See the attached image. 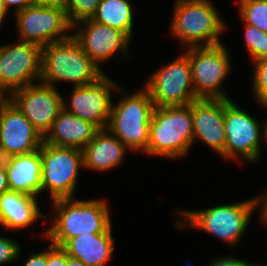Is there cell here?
I'll use <instances>...</instances> for the list:
<instances>
[{
  "mask_svg": "<svg viewBox=\"0 0 267 266\" xmlns=\"http://www.w3.org/2000/svg\"><path fill=\"white\" fill-rule=\"evenodd\" d=\"M239 4L246 24L267 33V0H240Z\"/></svg>",
  "mask_w": 267,
  "mask_h": 266,
  "instance_id": "cell-24",
  "label": "cell"
},
{
  "mask_svg": "<svg viewBox=\"0 0 267 266\" xmlns=\"http://www.w3.org/2000/svg\"><path fill=\"white\" fill-rule=\"evenodd\" d=\"M65 0H32L37 5H64Z\"/></svg>",
  "mask_w": 267,
  "mask_h": 266,
  "instance_id": "cell-35",
  "label": "cell"
},
{
  "mask_svg": "<svg viewBox=\"0 0 267 266\" xmlns=\"http://www.w3.org/2000/svg\"><path fill=\"white\" fill-rule=\"evenodd\" d=\"M9 190L32 197L42 192V159L40 148L30 153L14 155L6 169Z\"/></svg>",
  "mask_w": 267,
  "mask_h": 266,
  "instance_id": "cell-19",
  "label": "cell"
},
{
  "mask_svg": "<svg viewBox=\"0 0 267 266\" xmlns=\"http://www.w3.org/2000/svg\"><path fill=\"white\" fill-rule=\"evenodd\" d=\"M210 266H253V264L235 258H221L220 260L214 261Z\"/></svg>",
  "mask_w": 267,
  "mask_h": 266,
  "instance_id": "cell-30",
  "label": "cell"
},
{
  "mask_svg": "<svg viewBox=\"0 0 267 266\" xmlns=\"http://www.w3.org/2000/svg\"><path fill=\"white\" fill-rule=\"evenodd\" d=\"M41 47L27 42L0 47V92L30 85L41 75Z\"/></svg>",
  "mask_w": 267,
  "mask_h": 266,
  "instance_id": "cell-11",
  "label": "cell"
},
{
  "mask_svg": "<svg viewBox=\"0 0 267 266\" xmlns=\"http://www.w3.org/2000/svg\"><path fill=\"white\" fill-rule=\"evenodd\" d=\"M117 86L105 75L93 84L75 86L71 95L70 108H63L77 117L91 122L99 129H106L111 111V89ZM67 107V108H66Z\"/></svg>",
  "mask_w": 267,
  "mask_h": 266,
  "instance_id": "cell-14",
  "label": "cell"
},
{
  "mask_svg": "<svg viewBox=\"0 0 267 266\" xmlns=\"http://www.w3.org/2000/svg\"><path fill=\"white\" fill-rule=\"evenodd\" d=\"M190 48L185 54L191 65L196 98L229 99L220 89L230 68L228 53L223 44Z\"/></svg>",
  "mask_w": 267,
  "mask_h": 266,
  "instance_id": "cell-7",
  "label": "cell"
},
{
  "mask_svg": "<svg viewBox=\"0 0 267 266\" xmlns=\"http://www.w3.org/2000/svg\"><path fill=\"white\" fill-rule=\"evenodd\" d=\"M36 197L16 191H6L0 196V224L6 229H20L29 226L38 217Z\"/></svg>",
  "mask_w": 267,
  "mask_h": 266,
  "instance_id": "cell-22",
  "label": "cell"
},
{
  "mask_svg": "<svg viewBox=\"0 0 267 266\" xmlns=\"http://www.w3.org/2000/svg\"><path fill=\"white\" fill-rule=\"evenodd\" d=\"M6 98L3 96V94L0 92V104L5 100Z\"/></svg>",
  "mask_w": 267,
  "mask_h": 266,
  "instance_id": "cell-39",
  "label": "cell"
},
{
  "mask_svg": "<svg viewBox=\"0 0 267 266\" xmlns=\"http://www.w3.org/2000/svg\"><path fill=\"white\" fill-rule=\"evenodd\" d=\"M215 10L207 0H177L173 34L190 47L221 44L218 36L225 26ZM202 40H206V44L202 45Z\"/></svg>",
  "mask_w": 267,
  "mask_h": 266,
  "instance_id": "cell-5",
  "label": "cell"
},
{
  "mask_svg": "<svg viewBox=\"0 0 267 266\" xmlns=\"http://www.w3.org/2000/svg\"><path fill=\"white\" fill-rule=\"evenodd\" d=\"M79 22L85 26L73 36L97 66L99 61H105L115 52L127 49L130 38L123 31L100 24L91 18Z\"/></svg>",
  "mask_w": 267,
  "mask_h": 266,
  "instance_id": "cell-17",
  "label": "cell"
},
{
  "mask_svg": "<svg viewBox=\"0 0 267 266\" xmlns=\"http://www.w3.org/2000/svg\"><path fill=\"white\" fill-rule=\"evenodd\" d=\"M6 9L8 10V8H10L11 5H17V11H21L24 10L25 8H27L28 6L32 5V0H1Z\"/></svg>",
  "mask_w": 267,
  "mask_h": 266,
  "instance_id": "cell-33",
  "label": "cell"
},
{
  "mask_svg": "<svg viewBox=\"0 0 267 266\" xmlns=\"http://www.w3.org/2000/svg\"><path fill=\"white\" fill-rule=\"evenodd\" d=\"M262 197L231 205L217 206L201 211H181L188 217L190 225L200 227L231 244H235L239 236L247 228L250 215Z\"/></svg>",
  "mask_w": 267,
  "mask_h": 266,
  "instance_id": "cell-9",
  "label": "cell"
},
{
  "mask_svg": "<svg viewBox=\"0 0 267 266\" xmlns=\"http://www.w3.org/2000/svg\"><path fill=\"white\" fill-rule=\"evenodd\" d=\"M14 155L0 145V169L6 170L11 164Z\"/></svg>",
  "mask_w": 267,
  "mask_h": 266,
  "instance_id": "cell-32",
  "label": "cell"
},
{
  "mask_svg": "<svg viewBox=\"0 0 267 266\" xmlns=\"http://www.w3.org/2000/svg\"><path fill=\"white\" fill-rule=\"evenodd\" d=\"M24 266H47V251L31 255Z\"/></svg>",
  "mask_w": 267,
  "mask_h": 266,
  "instance_id": "cell-31",
  "label": "cell"
},
{
  "mask_svg": "<svg viewBox=\"0 0 267 266\" xmlns=\"http://www.w3.org/2000/svg\"><path fill=\"white\" fill-rule=\"evenodd\" d=\"M67 266H86L82 261L76 258L68 256V265Z\"/></svg>",
  "mask_w": 267,
  "mask_h": 266,
  "instance_id": "cell-36",
  "label": "cell"
},
{
  "mask_svg": "<svg viewBox=\"0 0 267 266\" xmlns=\"http://www.w3.org/2000/svg\"><path fill=\"white\" fill-rule=\"evenodd\" d=\"M9 100L24 114L44 137L63 109L64 101L54 85L30 84L12 92Z\"/></svg>",
  "mask_w": 267,
  "mask_h": 266,
  "instance_id": "cell-12",
  "label": "cell"
},
{
  "mask_svg": "<svg viewBox=\"0 0 267 266\" xmlns=\"http://www.w3.org/2000/svg\"><path fill=\"white\" fill-rule=\"evenodd\" d=\"M42 135L9 100L0 104V145L13 155L33 152L41 147Z\"/></svg>",
  "mask_w": 267,
  "mask_h": 266,
  "instance_id": "cell-15",
  "label": "cell"
},
{
  "mask_svg": "<svg viewBox=\"0 0 267 266\" xmlns=\"http://www.w3.org/2000/svg\"><path fill=\"white\" fill-rule=\"evenodd\" d=\"M101 0H65L64 8L68 20L73 25L83 19L92 18Z\"/></svg>",
  "mask_w": 267,
  "mask_h": 266,
  "instance_id": "cell-25",
  "label": "cell"
},
{
  "mask_svg": "<svg viewBox=\"0 0 267 266\" xmlns=\"http://www.w3.org/2000/svg\"><path fill=\"white\" fill-rule=\"evenodd\" d=\"M103 76L100 67L91 60L73 35L41 49L40 79L44 84L53 86L55 81L63 80L74 82L75 86H85Z\"/></svg>",
  "mask_w": 267,
  "mask_h": 266,
  "instance_id": "cell-1",
  "label": "cell"
},
{
  "mask_svg": "<svg viewBox=\"0 0 267 266\" xmlns=\"http://www.w3.org/2000/svg\"><path fill=\"white\" fill-rule=\"evenodd\" d=\"M263 136L265 137V140L267 142V125H266V128L264 129V135Z\"/></svg>",
  "mask_w": 267,
  "mask_h": 266,
  "instance_id": "cell-40",
  "label": "cell"
},
{
  "mask_svg": "<svg viewBox=\"0 0 267 266\" xmlns=\"http://www.w3.org/2000/svg\"><path fill=\"white\" fill-rule=\"evenodd\" d=\"M193 143L192 103L154 107L147 153L180 157Z\"/></svg>",
  "mask_w": 267,
  "mask_h": 266,
  "instance_id": "cell-3",
  "label": "cell"
},
{
  "mask_svg": "<svg viewBox=\"0 0 267 266\" xmlns=\"http://www.w3.org/2000/svg\"><path fill=\"white\" fill-rule=\"evenodd\" d=\"M262 197H266V198H264L263 199V202H264V208L262 209L263 210V213H262V215H263V217H264V221H266V223H267V193H265V195L264 196H262Z\"/></svg>",
  "mask_w": 267,
  "mask_h": 266,
  "instance_id": "cell-38",
  "label": "cell"
},
{
  "mask_svg": "<svg viewBox=\"0 0 267 266\" xmlns=\"http://www.w3.org/2000/svg\"><path fill=\"white\" fill-rule=\"evenodd\" d=\"M154 107L147 89L126 96L119 104L111 106L107 128L127 148L141 149L147 153Z\"/></svg>",
  "mask_w": 267,
  "mask_h": 266,
  "instance_id": "cell-4",
  "label": "cell"
},
{
  "mask_svg": "<svg viewBox=\"0 0 267 266\" xmlns=\"http://www.w3.org/2000/svg\"><path fill=\"white\" fill-rule=\"evenodd\" d=\"M16 16L21 39L24 42L42 48L71 36L63 34L73 27L63 5L32 4L16 12Z\"/></svg>",
  "mask_w": 267,
  "mask_h": 266,
  "instance_id": "cell-8",
  "label": "cell"
},
{
  "mask_svg": "<svg viewBox=\"0 0 267 266\" xmlns=\"http://www.w3.org/2000/svg\"><path fill=\"white\" fill-rule=\"evenodd\" d=\"M225 99H196L192 102L193 140L195 137L225 156Z\"/></svg>",
  "mask_w": 267,
  "mask_h": 266,
  "instance_id": "cell-16",
  "label": "cell"
},
{
  "mask_svg": "<svg viewBox=\"0 0 267 266\" xmlns=\"http://www.w3.org/2000/svg\"><path fill=\"white\" fill-rule=\"evenodd\" d=\"M72 201V198L53 200L58 217L46 233L53 245L62 247L69 239L81 234H98L111 228L106 202L99 200Z\"/></svg>",
  "mask_w": 267,
  "mask_h": 266,
  "instance_id": "cell-2",
  "label": "cell"
},
{
  "mask_svg": "<svg viewBox=\"0 0 267 266\" xmlns=\"http://www.w3.org/2000/svg\"><path fill=\"white\" fill-rule=\"evenodd\" d=\"M42 191L49 189L52 200L72 198L83 152L73 147H60L42 142Z\"/></svg>",
  "mask_w": 267,
  "mask_h": 266,
  "instance_id": "cell-6",
  "label": "cell"
},
{
  "mask_svg": "<svg viewBox=\"0 0 267 266\" xmlns=\"http://www.w3.org/2000/svg\"><path fill=\"white\" fill-rule=\"evenodd\" d=\"M100 129L91 122L69 113L64 108L43 137V142L60 147L83 149Z\"/></svg>",
  "mask_w": 267,
  "mask_h": 266,
  "instance_id": "cell-18",
  "label": "cell"
},
{
  "mask_svg": "<svg viewBox=\"0 0 267 266\" xmlns=\"http://www.w3.org/2000/svg\"><path fill=\"white\" fill-rule=\"evenodd\" d=\"M189 58L177 60L152 75L145 88L155 107L187 105L196 100ZM191 87V88H189Z\"/></svg>",
  "mask_w": 267,
  "mask_h": 266,
  "instance_id": "cell-10",
  "label": "cell"
},
{
  "mask_svg": "<svg viewBox=\"0 0 267 266\" xmlns=\"http://www.w3.org/2000/svg\"><path fill=\"white\" fill-rule=\"evenodd\" d=\"M20 246L12 240L0 237V264L14 260L19 254Z\"/></svg>",
  "mask_w": 267,
  "mask_h": 266,
  "instance_id": "cell-28",
  "label": "cell"
},
{
  "mask_svg": "<svg viewBox=\"0 0 267 266\" xmlns=\"http://www.w3.org/2000/svg\"><path fill=\"white\" fill-rule=\"evenodd\" d=\"M92 20L123 31L129 38L132 33V8L127 0H101Z\"/></svg>",
  "mask_w": 267,
  "mask_h": 266,
  "instance_id": "cell-23",
  "label": "cell"
},
{
  "mask_svg": "<svg viewBox=\"0 0 267 266\" xmlns=\"http://www.w3.org/2000/svg\"><path fill=\"white\" fill-rule=\"evenodd\" d=\"M47 251V266H67L68 254L59 246L50 244Z\"/></svg>",
  "mask_w": 267,
  "mask_h": 266,
  "instance_id": "cell-29",
  "label": "cell"
},
{
  "mask_svg": "<svg viewBox=\"0 0 267 266\" xmlns=\"http://www.w3.org/2000/svg\"><path fill=\"white\" fill-rule=\"evenodd\" d=\"M6 191H9L7 172L4 169H0V196Z\"/></svg>",
  "mask_w": 267,
  "mask_h": 266,
  "instance_id": "cell-34",
  "label": "cell"
},
{
  "mask_svg": "<svg viewBox=\"0 0 267 266\" xmlns=\"http://www.w3.org/2000/svg\"><path fill=\"white\" fill-rule=\"evenodd\" d=\"M6 13H7V9L4 3L0 0V25Z\"/></svg>",
  "mask_w": 267,
  "mask_h": 266,
  "instance_id": "cell-37",
  "label": "cell"
},
{
  "mask_svg": "<svg viewBox=\"0 0 267 266\" xmlns=\"http://www.w3.org/2000/svg\"><path fill=\"white\" fill-rule=\"evenodd\" d=\"M225 157L240 153L249 161L260 156V125L256 119L240 110L231 99H225Z\"/></svg>",
  "mask_w": 267,
  "mask_h": 266,
  "instance_id": "cell-13",
  "label": "cell"
},
{
  "mask_svg": "<svg viewBox=\"0 0 267 266\" xmlns=\"http://www.w3.org/2000/svg\"><path fill=\"white\" fill-rule=\"evenodd\" d=\"M114 238L111 228L104 233L79 235L69 239L62 248L68 256L79 259L86 266H104L111 260Z\"/></svg>",
  "mask_w": 267,
  "mask_h": 266,
  "instance_id": "cell-20",
  "label": "cell"
},
{
  "mask_svg": "<svg viewBox=\"0 0 267 266\" xmlns=\"http://www.w3.org/2000/svg\"><path fill=\"white\" fill-rule=\"evenodd\" d=\"M110 135L100 129L82 149L84 167L102 171L121 163L127 147L115 135Z\"/></svg>",
  "mask_w": 267,
  "mask_h": 266,
  "instance_id": "cell-21",
  "label": "cell"
},
{
  "mask_svg": "<svg viewBox=\"0 0 267 266\" xmlns=\"http://www.w3.org/2000/svg\"><path fill=\"white\" fill-rule=\"evenodd\" d=\"M254 93L263 106H267V58L255 61Z\"/></svg>",
  "mask_w": 267,
  "mask_h": 266,
  "instance_id": "cell-27",
  "label": "cell"
},
{
  "mask_svg": "<svg viewBox=\"0 0 267 266\" xmlns=\"http://www.w3.org/2000/svg\"><path fill=\"white\" fill-rule=\"evenodd\" d=\"M247 49L254 61L267 58V33L255 26L246 24L245 32Z\"/></svg>",
  "mask_w": 267,
  "mask_h": 266,
  "instance_id": "cell-26",
  "label": "cell"
}]
</instances>
